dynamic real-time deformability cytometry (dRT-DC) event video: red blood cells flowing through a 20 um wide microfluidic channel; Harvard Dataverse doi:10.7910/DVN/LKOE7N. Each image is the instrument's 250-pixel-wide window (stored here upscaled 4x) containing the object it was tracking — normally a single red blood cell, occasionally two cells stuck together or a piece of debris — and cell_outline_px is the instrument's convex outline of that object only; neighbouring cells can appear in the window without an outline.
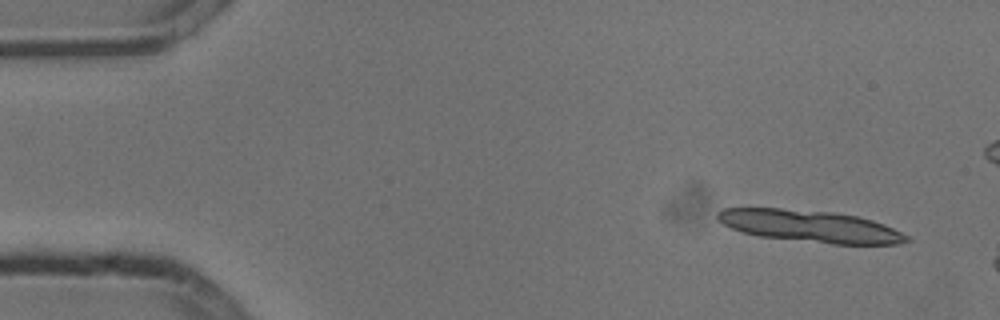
{"species": "common noctule bat (a hibernating species)", "species_latin": "Nyctalus noctula", "temperature_condition": "cold", "stored_images_in_passage": 4, "camera_frame_rate_fps": 3000, "um_per_image_px": 0.085, "animal": {"sex": "male", "body_mass_g": 13.3}, "frame": {"image": 1, "passage_image": 1, "time_ms": 0.0, "image_size_px": [1000, 320], "cell_outline_px": [[912, 240], [900, 244], [832, 244], [760, 236], [744, 232], [732, 228], [724, 224], [716, 216], [716, 212], [724, 208], [780, 208], [832, 212], [856, 216], [872, 220], [884, 224], [908, 236]], "centroid_in_image_um": [68.88, 19.22], "position_along_channel_um": 16.1, "area_um2": 34.97}}